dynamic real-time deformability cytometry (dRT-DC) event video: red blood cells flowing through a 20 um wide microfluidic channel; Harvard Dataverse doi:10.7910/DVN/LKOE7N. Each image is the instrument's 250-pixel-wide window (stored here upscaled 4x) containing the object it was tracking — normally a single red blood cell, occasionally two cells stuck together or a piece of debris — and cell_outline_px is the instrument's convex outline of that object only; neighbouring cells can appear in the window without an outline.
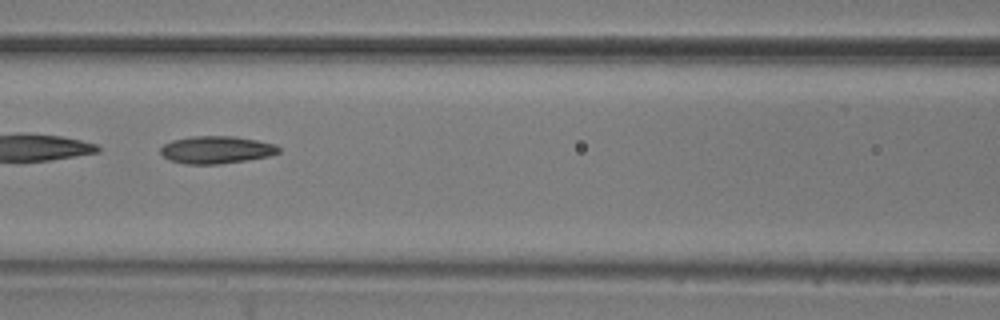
{"species": "common noctule bat (a hibernating species)", "species_latin": "Nyctalus noctula", "temperature_condition": "room temperature", "stored_images_in_passage": 55, "camera_frame_rate_fps": 3000, "um_per_image_px": 0.085, "animal": {"sex": "male", "body_mass_g": 20.5, "forearm_length_mm": 52.5}, "frame": {"image": 1, "passage_image": 24, "time_ms": 7.667, "image_size_px": [1000, 320], "cell_outline_px": [[280, 152], [268, 156], [220, 164], [184, 164], [168, 160], [160, 152], [160, 148], [164, 144], [172, 140], [192, 136], [236, 136], [276, 144], [280, 148]], "centroid_in_image_um": [18.37, 12.73], "position_along_channel_um": 148.2, "area_um2": 18.96}, "authors_computed_cell_mechanics": {"area_um2": 19.1896, "velocity_mm_per_s": 3.5423, "shape_relaxation_time_tau1_ms": null, "shape_relaxation_time_tau2_ms": 4.8748, "deformation_change_tau1": null, "deformation_change_tau2": 0.1314}}